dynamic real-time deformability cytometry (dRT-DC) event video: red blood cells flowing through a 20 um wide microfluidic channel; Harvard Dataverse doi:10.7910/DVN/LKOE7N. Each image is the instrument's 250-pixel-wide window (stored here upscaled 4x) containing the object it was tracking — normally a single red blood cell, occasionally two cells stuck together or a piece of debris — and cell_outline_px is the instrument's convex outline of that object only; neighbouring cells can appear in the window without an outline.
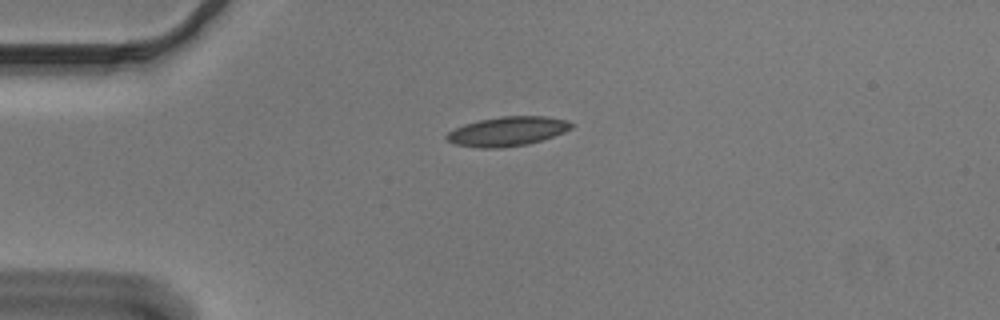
{"species": "Egyptian fruit bat (a non-hibernating species)", "species_latin": "Rousettus aegyptiacus", "temperature_condition": "cold", "stored_images_in_passage": 42, "camera_frame_rate_fps": 3000, "um_per_image_px": 0.085, "animal": {"sex": "male"}, "frame": {"image": 1, "passage_image": 1, "time_ms": 0.0, "image_size_px": [1000, 320], "cell_outline_px": [[572, 128], [564, 132], [528, 144], [500, 148], [480, 148], [456, 144], [448, 140], [444, 136], [448, 132], [464, 124], [480, 120], [500, 116], [548, 116], [568, 120], [572, 124]], "centroid_in_image_um": [43.14, 11.16], "position_along_channel_um": 41.9, "area_um2": 21.21}}
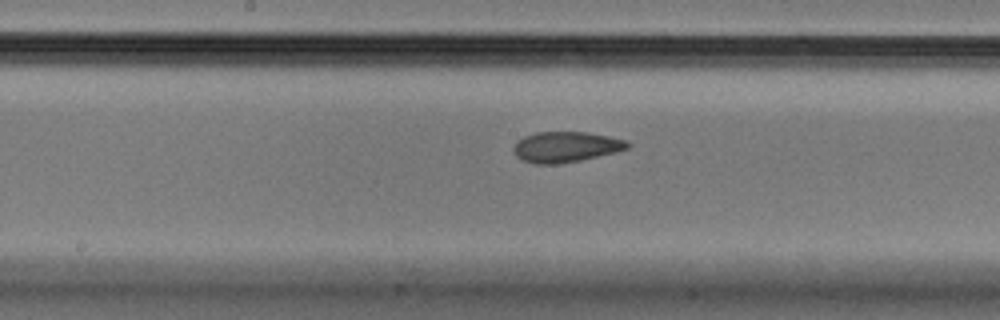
{"frame": {"image": 2, "passage_image": 16, "time_ms": 5.0, "image_size_px": [1000, 320], "cell_outline_px": [[632, 144], [628, 148], [616, 152], [580, 160], [560, 164], [532, 164], [516, 156], [512, 148], [516, 140], [524, 136], [536, 132], [588, 132], [628, 140]], "centroid_in_image_um": [48.09, 12.48], "position_along_channel_um": 200.1, "area_um2": 20.52}}
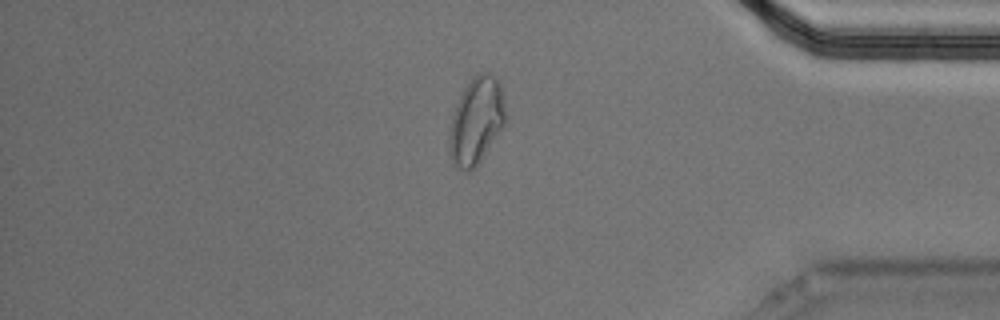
{"frame": {"image": 3, "passage_image": 34, "time_ms": 11.0, "image_size_px": [1000, 320], "cell_outline_px": [[508, 120], [480, 160], [468, 172], [464, 172], [456, 168], [452, 164], [448, 152], [448, 132], [452, 116], [456, 104], [464, 88], [472, 76], [480, 72], [488, 72], [496, 76], [504, 88], [508, 116]], "centroid_in_image_um": [40.51, 10.23], "position_along_channel_um": 394.7, "area_um2": 29.42}, "authors_computed_cell_mechanics": {"area_um2": 21.097, "velocity_mm_per_s": 3.66, "shape_relaxation_time_tau1_ms": 7.3808, "shape_relaxation_time_tau2_ms": 1.719, "deformation_change_tau1": 0.1572, "deformation_change_tau2": 0.0721}}